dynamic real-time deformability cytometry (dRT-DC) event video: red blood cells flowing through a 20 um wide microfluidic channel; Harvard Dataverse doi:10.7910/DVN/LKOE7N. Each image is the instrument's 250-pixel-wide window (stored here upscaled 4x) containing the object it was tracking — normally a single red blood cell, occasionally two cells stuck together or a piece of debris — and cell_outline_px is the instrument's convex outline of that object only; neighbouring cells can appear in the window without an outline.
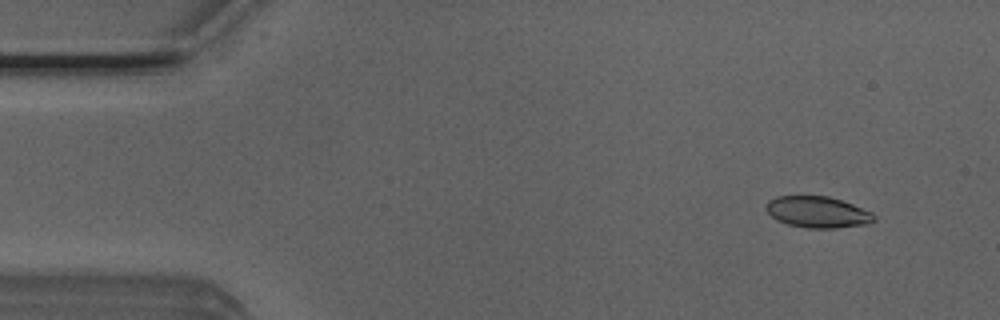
{"species": "Egyptian fruit bat (a non-hibernating species)", "species_latin": "Rousettus aegyptiacus", "temperature_condition": "room temperature", "stored_images_in_passage": 4, "camera_frame_rate_fps": 3000, "um_per_image_px": 0.085, "animal": {"sex": "male"}, "frame": {"image": 1, "passage_image": 1, "time_ms": 0.0, "image_size_px": [1000, 320], "cell_outline_px": [[876, 220], [868, 224], [836, 228], [808, 228], [788, 224], [776, 220], [764, 208], [764, 204], [768, 200], [776, 196], [828, 196], [852, 204], [872, 212], [876, 216]], "centroid_in_image_um": [69.48, 18.02], "position_along_channel_um": 15.5, "area_um2": 19.83}}
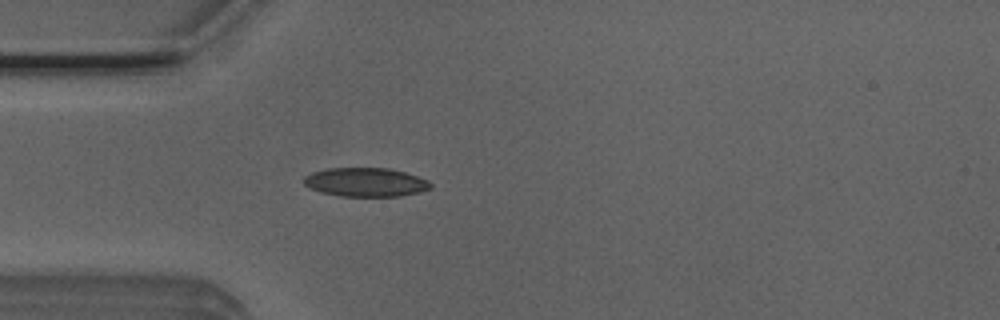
{"frame": {"image": 2, "passage_image": 4, "time_ms": 1.0, "image_size_px": [1000, 320], "cell_outline_px": [[432, 188], [420, 192], [400, 196], [340, 196], [320, 192], [308, 188], [304, 184], [304, 176], [312, 172], [328, 168], [388, 168], [404, 172], [428, 180], [432, 184]], "centroid_in_image_um": [31.06, 15.49], "position_along_channel_um": 53.9, "area_um2": 21.39}}